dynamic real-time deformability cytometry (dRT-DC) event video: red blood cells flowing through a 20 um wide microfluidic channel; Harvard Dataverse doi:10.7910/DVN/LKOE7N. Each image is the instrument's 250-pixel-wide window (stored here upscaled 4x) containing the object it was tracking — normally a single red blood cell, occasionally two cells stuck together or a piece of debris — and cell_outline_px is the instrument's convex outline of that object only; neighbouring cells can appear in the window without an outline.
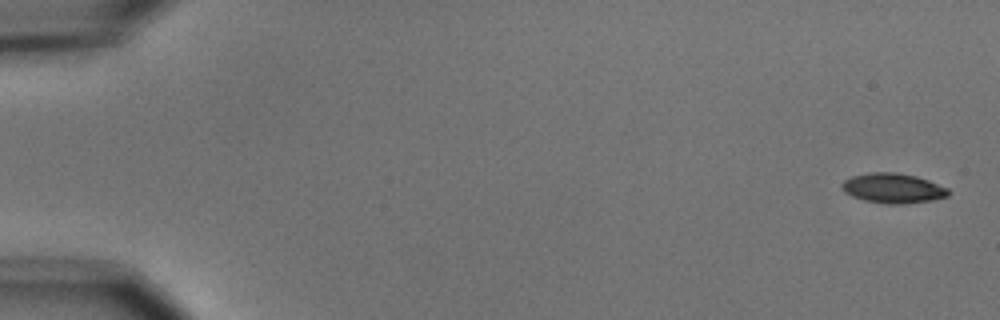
{"species": "common noctule bat (a hibernating species)", "species_latin": "Nyctalus noctula", "temperature_condition": "cold", "stored_images_in_passage": 11, "camera_frame_rate_fps": 3000, "um_per_image_px": 0.085, "animal": {"sex": "male", "body_mass_g": 15.6}, "frame": {"image": 1, "passage_image": 1, "time_ms": 0.0, "image_size_px": [1000, 320], "cell_outline_px": [[948, 196], [932, 200], [900, 204], [888, 204], [864, 200], [852, 196], [844, 192], [840, 188], [840, 184], [844, 180], [852, 176], [868, 172], [896, 172], [916, 176], [928, 180], [948, 188]], "centroid_in_image_um": [75.86, 15.99], "position_along_channel_um": 9.1, "area_um2": 18.55}}
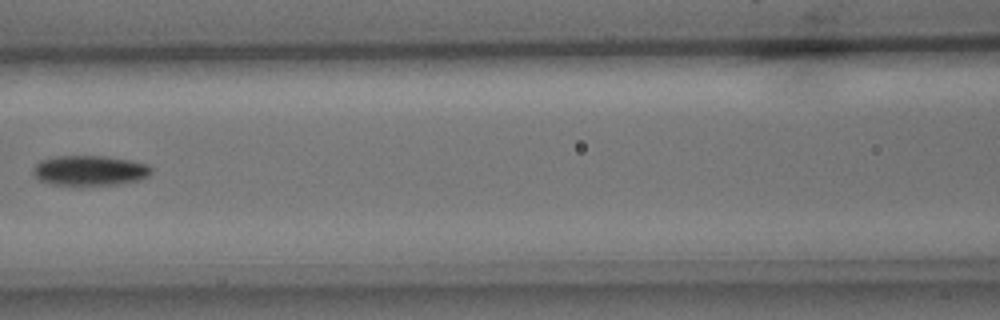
{"frame": {"image": 2, "passage_image": 7, "time_ms": 8.0, "image_size_px": [1000, 320], "cell_outline_px": [[152, 172], [148, 176], [140, 180], [116, 184], [52, 184], [40, 180], [32, 172], [32, 168], [40, 160], [56, 156], [104, 156], [128, 160], [148, 164], [152, 168]], "centroid_in_image_um": [7.63, 14.48], "position_along_channel_um": 159.0, "area_um2": 20.46}}
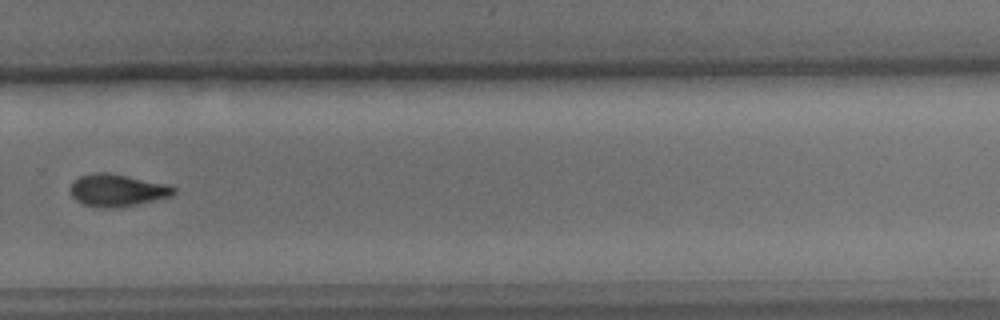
{"frame": {"image": 3, "passage_image": 11, "time_ms": 12.333, "image_size_px": [1000, 320], "cell_outline_px": [[176, 192], [172, 196], [136, 204], [116, 208], [100, 208], [80, 204], [68, 192], [68, 188], [72, 180], [80, 176], [96, 172], [104, 172], [168, 184], [176, 188]], "centroid_in_image_um": [9.9, 16.18], "position_along_channel_um": 319.9, "area_um2": 19.65}}